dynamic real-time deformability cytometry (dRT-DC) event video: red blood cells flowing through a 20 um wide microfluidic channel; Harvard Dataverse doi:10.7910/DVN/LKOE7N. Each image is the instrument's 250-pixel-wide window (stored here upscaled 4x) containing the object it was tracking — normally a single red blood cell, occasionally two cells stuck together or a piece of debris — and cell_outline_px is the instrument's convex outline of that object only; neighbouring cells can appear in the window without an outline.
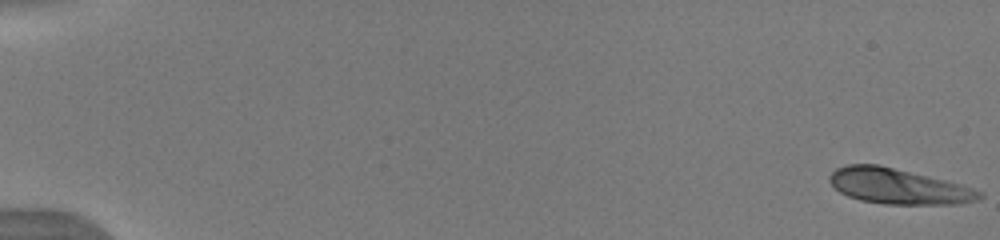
{"species": "human", "species_latin": "Homo sapiens", "temperature_condition": "warm", "stored_images_in_passage": 52, "camera_frame_rate_fps": 3000, "um_per_image_px": 0.085, "donor": {"sex": "male"}, "frame": {"image": 1, "passage_image": 1, "time_ms": 0.0, "image_size_px": [1000, 240], "cell_outline_px": [[984, 196], [980, 200], [960, 204], [884, 204], [860, 200], [848, 196], [840, 192], [828, 180], [828, 176], [836, 168], [848, 164], [880, 164], [960, 184], [984, 192]], "centroid_in_image_um": [76.37, 15.84], "position_along_channel_um": 8.6, "area_um2": 31.04}}
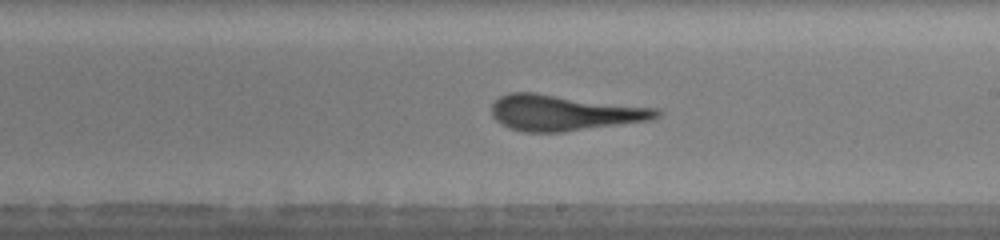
{"frame": {"image": 2, "passage_image": 32, "time_ms": 10.333, "image_size_px": [1000, 240], "cell_outline_px": [[660, 116], [652, 120], [560, 132], [524, 132], [512, 128], [496, 120], [492, 116], [492, 104], [500, 96], [508, 92], [536, 92], [660, 108]], "centroid_in_image_um": [47.99, 9.56], "position_along_channel_um": 241.0, "area_um2": 34.51}}
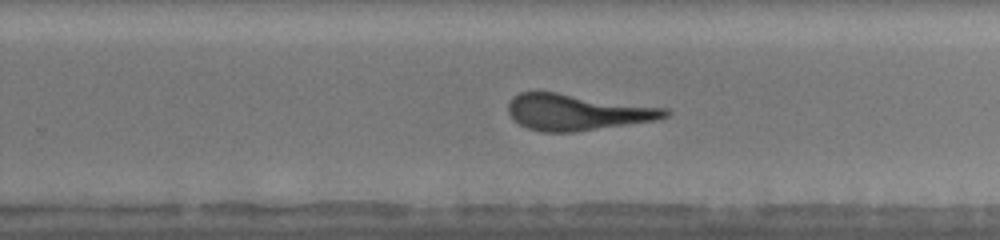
{"frame": {"image": 3, "passage_image": 35, "time_ms": 11.333, "image_size_px": [1000, 240], "cell_outline_px": [[672, 112], [668, 116], [656, 120], [572, 132], [540, 132], [528, 128], [520, 124], [508, 112], [508, 104], [512, 96], [520, 92], [556, 92], [672, 108]], "centroid_in_image_um": [49.12, 9.52], "position_along_channel_um": 280.7, "area_um2": 33.23}}